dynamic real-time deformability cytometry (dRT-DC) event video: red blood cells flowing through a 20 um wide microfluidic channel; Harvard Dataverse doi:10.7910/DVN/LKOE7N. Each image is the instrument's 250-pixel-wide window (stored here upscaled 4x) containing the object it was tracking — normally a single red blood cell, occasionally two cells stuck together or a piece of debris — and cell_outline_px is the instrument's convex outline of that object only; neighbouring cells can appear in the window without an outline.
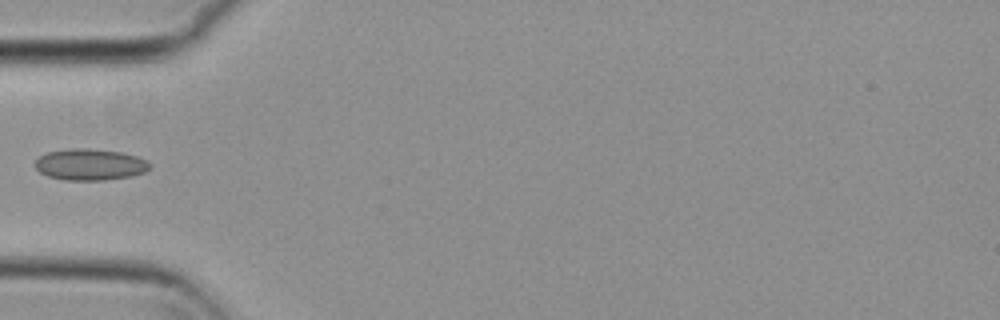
{"species": "common noctule bat (a hibernating species)", "species_latin": "Nyctalus noctula", "temperature_condition": "cold", "stored_images_in_passage": 35, "camera_frame_rate_fps": 3000, "um_per_image_px": 0.085, "animal": {"sex": "female", "body_mass_g": 29.2, "forearm_length_mm": 56.3}, "frame": {"image": 1, "passage_image": 1, "time_ms": 0.0, "image_size_px": [1000, 320], "cell_outline_px": [[148, 168], [144, 172], [132, 176], [104, 180], [68, 180], [48, 176], [40, 172], [36, 168], [36, 160], [40, 156], [48, 152], [68, 148], [88, 148], [120, 152], [136, 156], [144, 160], [148, 164]], "centroid_in_image_um": [7.62, 13.98], "position_along_channel_um": 77.4, "area_um2": 20.69}}
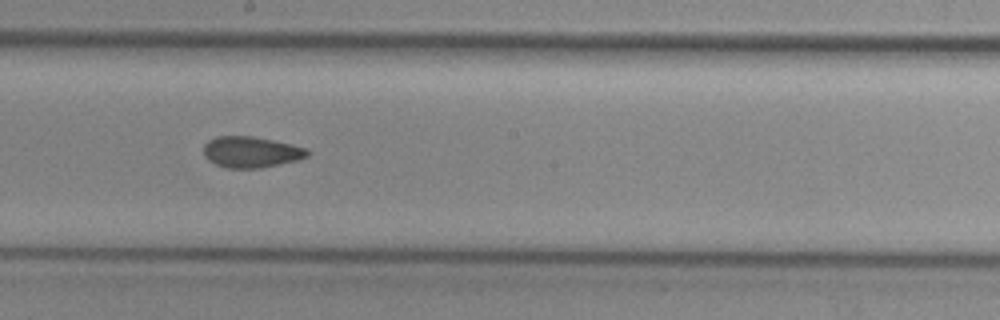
{"frame": {"image": 2, "passage_image": 13, "time_ms": 4.0, "image_size_px": [1000, 320], "cell_outline_px": [[308, 156], [300, 160], [260, 168], [224, 168], [208, 160], [204, 156], [204, 144], [208, 140], [216, 136], [252, 136], [272, 140], [304, 148], [308, 152]], "centroid_in_image_um": [21.3, 12.93], "position_along_channel_um": 226.9, "area_um2": 18.73}}
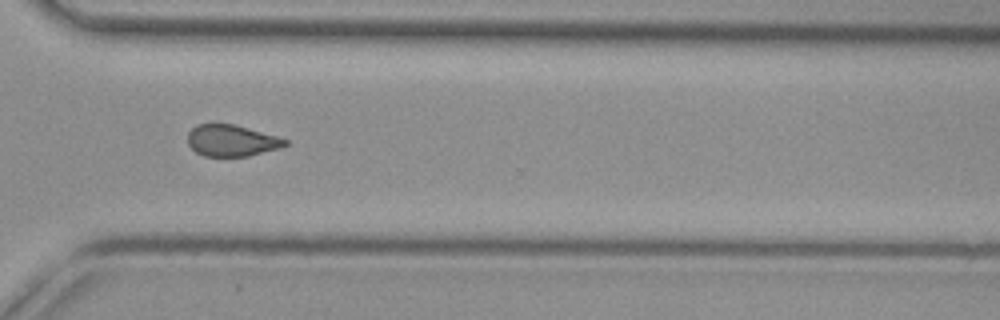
{"frame": {"image": 3, "passage_image": 23, "time_ms": 7.333, "image_size_px": [1000, 320], "cell_outline_px": [[288, 144], [280, 148], [248, 156], [204, 156], [196, 152], [188, 144], [188, 132], [196, 124], [236, 124], [276, 136], [288, 140]], "centroid_in_image_um": [19.68, 11.94], "position_along_channel_um": 350.9, "area_um2": 17.86}}